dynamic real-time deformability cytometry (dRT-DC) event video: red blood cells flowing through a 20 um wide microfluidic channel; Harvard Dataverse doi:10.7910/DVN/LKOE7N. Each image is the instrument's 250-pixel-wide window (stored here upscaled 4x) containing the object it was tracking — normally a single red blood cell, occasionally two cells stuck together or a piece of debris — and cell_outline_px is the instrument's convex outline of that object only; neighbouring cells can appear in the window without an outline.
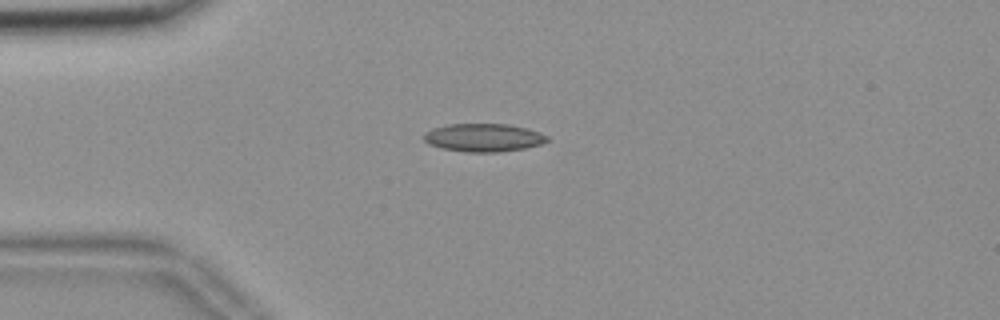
{"species": "common noctule bat (a hibernating species)", "species_latin": "Nyctalus noctula", "temperature_condition": "room temperature", "stored_images_in_passage": 43, "camera_frame_rate_fps": 3000, "um_per_image_px": 0.085, "animal": {"sex": "female", "body_mass_g": 18.4}, "frame": {"image": 1, "passage_image": 2, "time_ms": 0.333, "image_size_px": [1000, 320], "cell_outline_px": [[548, 140], [540, 144], [524, 148], [500, 152], [468, 152], [444, 148], [428, 144], [424, 140], [424, 132], [432, 128], [448, 124], [508, 124], [540, 132], [548, 136]], "centroid_in_image_um": [41.08, 11.69], "position_along_channel_um": 43.9, "area_um2": 20.06}}
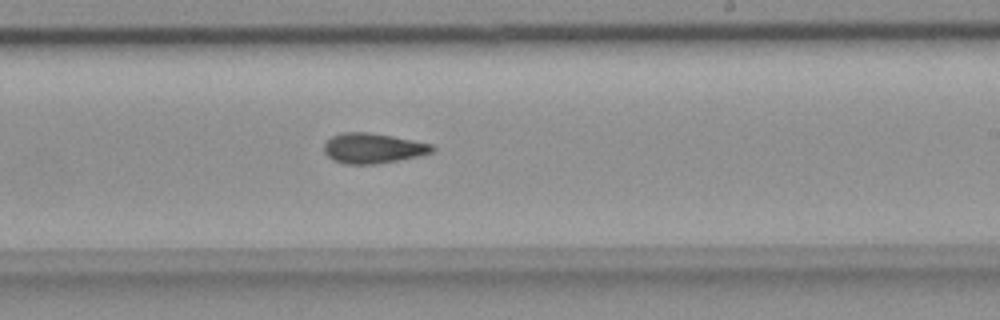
{"frame": {"image": 2, "passage_image": 21, "time_ms": 6.667, "image_size_px": [1000, 320], "cell_outline_px": [[436, 148], [432, 152], [416, 156], [396, 160], [372, 164], [344, 164], [332, 160], [324, 152], [324, 144], [332, 136], [340, 132], [368, 132], [392, 136], [432, 144]], "centroid_in_image_um": [31.65, 12.59], "position_along_channel_um": 257.3, "area_um2": 18.84}}
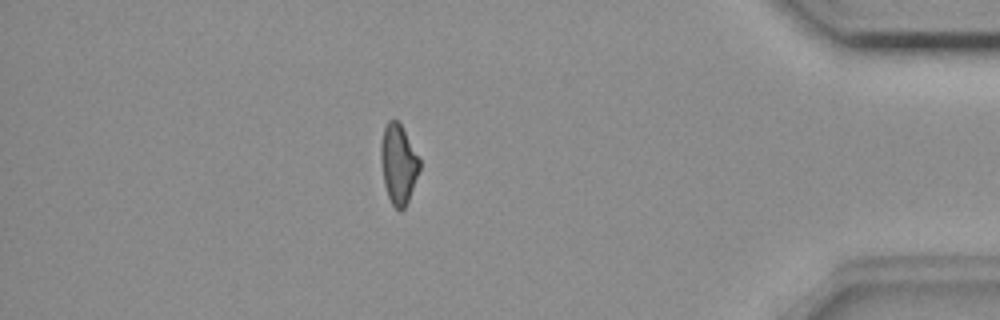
{"frame": {"image": 3, "passage_image": 36, "time_ms": 11.667, "image_size_px": [1000, 320], "cell_outline_px": [[420, 168], [408, 200], [404, 208], [400, 212], [392, 204], [388, 196], [384, 184], [380, 160], [380, 144], [384, 128], [388, 120], [396, 120], [400, 124], [420, 160]], "centroid_in_image_um": [33.84, 13.95], "position_along_channel_um": 401.4, "area_um2": 17.69}, "authors_computed_cell_mechanics": {"area_um2": 18.6694, "velocity_mm_per_s": 3.6887, "shape_relaxation_time_tau1_ms": null, "shape_relaxation_time_tau2_ms": 3.2378, "deformation_change_tau1": null, "deformation_change_tau2": 0.1067}}